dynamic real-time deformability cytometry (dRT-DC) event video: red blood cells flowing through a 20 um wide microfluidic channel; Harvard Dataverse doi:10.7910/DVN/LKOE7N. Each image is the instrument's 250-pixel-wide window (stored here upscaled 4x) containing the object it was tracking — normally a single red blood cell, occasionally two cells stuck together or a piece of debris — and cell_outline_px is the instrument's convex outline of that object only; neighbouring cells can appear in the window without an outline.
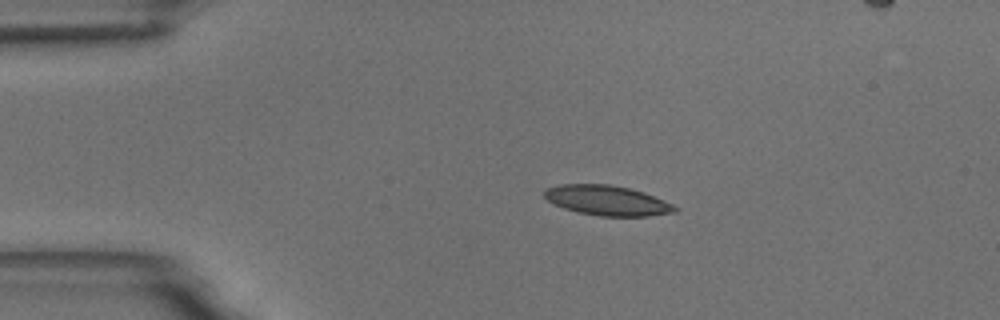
{"species": "common noctule bat (a hibernating species)", "species_latin": "Nyctalus noctula", "temperature_condition": "room temperature", "stored_images_in_passage": 46, "camera_frame_rate_fps": 3000, "um_per_image_px": 0.085, "animal": {"sex": "male", "body_mass_g": 18.8}, "frame": {"image": 1, "passage_image": 1, "time_ms": 0.0, "image_size_px": [1000, 320], "cell_outline_px": [[680, 208], [676, 212], [648, 216], [600, 216], [580, 212], [564, 208], [548, 200], [544, 196], [544, 192], [548, 188], [560, 184], [608, 184], [628, 188], [644, 192], [664, 200]], "centroid_in_image_um": [51.65, 17.04], "position_along_channel_um": 33.3, "area_um2": 22.6}}
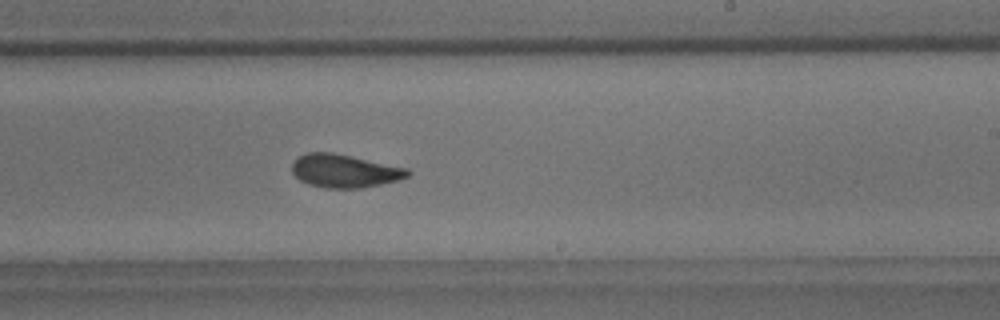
{"frame": {"image": 2, "passage_image": 23, "time_ms": 7.333, "image_size_px": [1000, 320], "cell_outline_px": [[412, 172], [408, 176], [396, 180], [380, 184], [360, 188], [324, 188], [308, 184], [300, 180], [292, 172], [292, 164], [300, 156], [308, 152], [332, 152], [352, 156], [408, 168]], "centroid_in_image_um": [29.28, 14.53], "position_along_channel_um": 259.7, "area_um2": 22.25}}
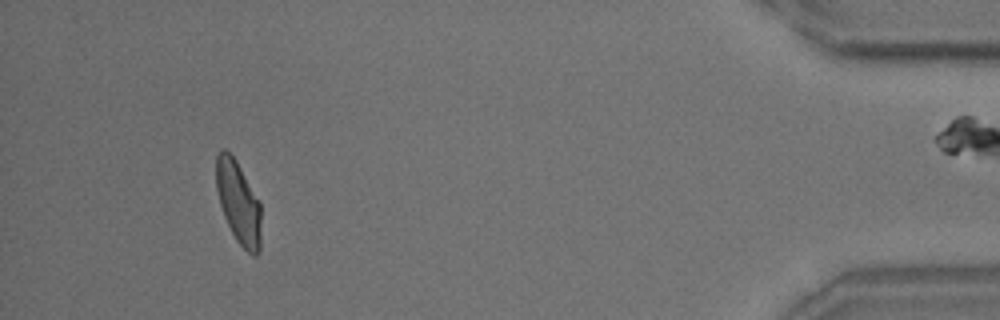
{"frame": {"image": 3, "passage_image": 41, "time_ms": 13.333, "image_size_px": [1000, 320], "cell_outline_px": [[260, 252], [256, 256], [252, 256], [236, 240], [224, 216], [220, 204], [216, 188], [216, 156], [224, 148], [236, 160], [260, 200]], "centroid_in_image_um": [20.28, 17.22], "position_along_channel_um": 414.9, "area_um2": 21.56}, "authors_computed_cell_mechanics": {"area_um2": 22.3686, "velocity_mm_per_s": 3.6785, "shape_relaxation_time_tau1_ms": 4.3277, "shape_relaxation_time_tau2_ms": 2.3813, "deformation_change_tau1": 0.1294, "deformation_change_tau2": 0.0916}}